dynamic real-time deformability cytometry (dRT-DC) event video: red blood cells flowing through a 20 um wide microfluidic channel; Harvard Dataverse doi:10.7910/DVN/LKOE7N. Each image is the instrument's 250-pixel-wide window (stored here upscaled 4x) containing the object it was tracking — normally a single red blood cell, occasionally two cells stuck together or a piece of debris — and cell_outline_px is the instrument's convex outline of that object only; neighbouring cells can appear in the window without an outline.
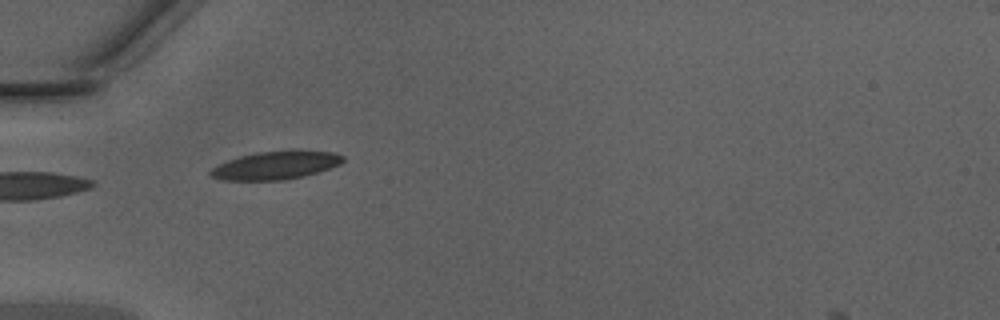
{"species": "Egyptian fruit bat (a non-hibernating species)", "species_latin": "Rousettus aegyptiacus", "temperature_condition": "warm", "stored_images_in_passage": 3, "camera_frame_rate_fps": 3000, "um_per_image_px": 0.085, "animal": {"sex": "male"}, "frame": {"image": 1, "passage_image": 1, "time_ms": 0.0, "image_size_px": [1000, 320], "cell_outline_px": [[344, 160], [340, 164], [304, 176], [284, 180], [224, 180], [212, 176], [208, 172], [212, 168], [228, 160], [240, 156], [256, 152], [332, 152], [344, 156]], "centroid_in_image_um": [23.39, 14.08], "position_along_channel_um": 61.6, "area_um2": 20.92}}